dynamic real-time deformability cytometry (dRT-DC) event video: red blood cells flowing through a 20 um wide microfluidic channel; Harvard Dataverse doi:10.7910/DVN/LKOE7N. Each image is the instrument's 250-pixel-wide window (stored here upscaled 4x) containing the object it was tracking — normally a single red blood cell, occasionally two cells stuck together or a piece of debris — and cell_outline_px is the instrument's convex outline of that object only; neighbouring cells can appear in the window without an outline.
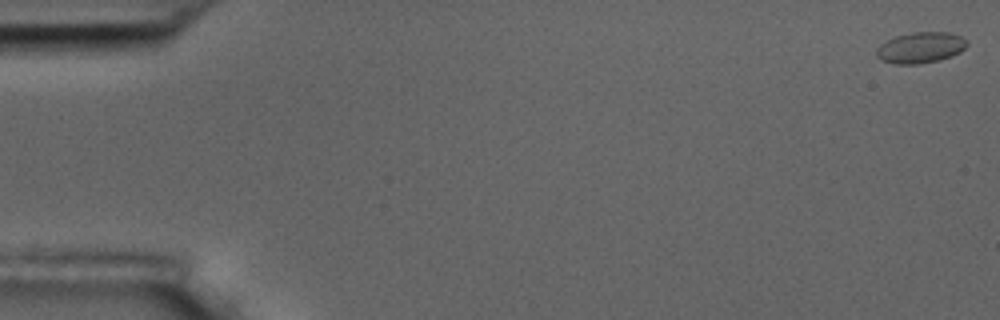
{"species": "common noctule bat (a hibernating species)", "species_latin": "Nyctalus noctula", "temperature_condition": "room temperature", "stored_images_in_passage": 5, "camera_frame_rate_fps": 3000, "um_per_image_px": 0.085, "animal": {"sex": "male", "body_mass_g": 17.5, "forearm_length_mm": 52.3}, "frame": {"image": 1, "passage_image": 1, "time_ms": 0.0, "image_size_px": [1000, 320], "cell_outline_px": [[968, 44], [960, 52], [952, 56], [940, 60], [920, 64], [896, 64], [880, 60], [876, 56], [876, 48], [880, 44], [896, 36], [912, 32], [948, 32], [960, 36], [968, 40]], "centroid_in_image_um": [78.24, 4.05], "position_along_channel_um": 6.8, "area_um2": 16.47}}
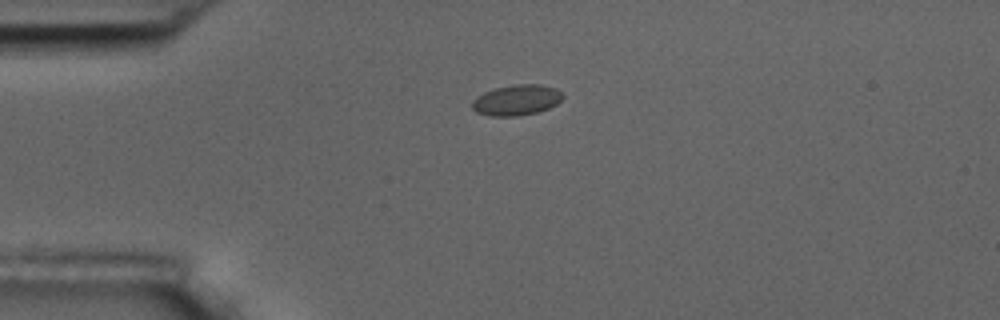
{"frame": {"image": 2, "passage_image": 4, "time_ms": 4.333, "image_size_px": [1000, 320], "cell_outline_px": [[564, 96], [556, 104], [548, 108], [536, 112], [520, 116], [488, 116], [476, 112], [472, 108], [472, 100], [476, 96], [484, 92], [496, 88], [516, 84], [540, 84], [556, 88]], "centroid_in_image_um": [43.88, 8.51], "position_along_channel_um": 41.1, "area_um2": 16.18}}